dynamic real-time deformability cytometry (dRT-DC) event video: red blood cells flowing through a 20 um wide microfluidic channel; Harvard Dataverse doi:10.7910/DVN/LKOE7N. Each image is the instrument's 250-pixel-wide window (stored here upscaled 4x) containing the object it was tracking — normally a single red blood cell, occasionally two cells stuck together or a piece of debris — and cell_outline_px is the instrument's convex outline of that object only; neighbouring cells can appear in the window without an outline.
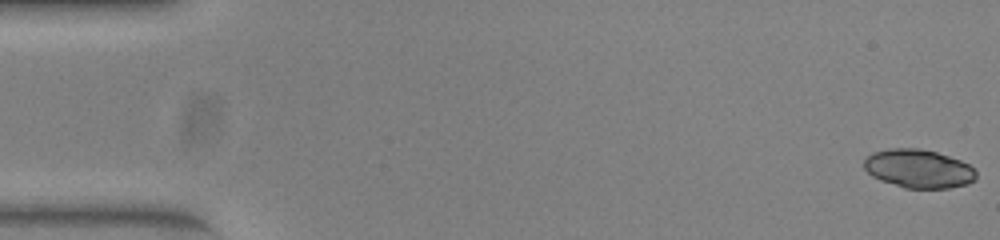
{"species": "common noctule bat (a hibernating species)", "species_latin": "Nyctalus noctula", "temperature_condition": "warm", "stored_images_in_passage": 43, "camera_frame_rate_fps": 3000, "um_per_image_px": 0.085, "animal": {"sex": "female", "body_mass_g": 23.0, "forearm_length_mm": 53.4}, "frame": {"image": 1, "passage_image": 1, "time_ms": 0.0, "image_size_px": [1000, 240], "cell_outline_px": [[976, 180], [968, 184], [948, 188], [904, 188], [880, 180], [872, 176], [864, 168], [864, 160], [872, 152], [888, 148], [920, 148], [936, 152], [960, 160], [968, 164], [976, 172]], "centroid_in_image_um": [78.07, 14.34], "position_along_channel_um": 6.9, "area_um2": 25.26}}